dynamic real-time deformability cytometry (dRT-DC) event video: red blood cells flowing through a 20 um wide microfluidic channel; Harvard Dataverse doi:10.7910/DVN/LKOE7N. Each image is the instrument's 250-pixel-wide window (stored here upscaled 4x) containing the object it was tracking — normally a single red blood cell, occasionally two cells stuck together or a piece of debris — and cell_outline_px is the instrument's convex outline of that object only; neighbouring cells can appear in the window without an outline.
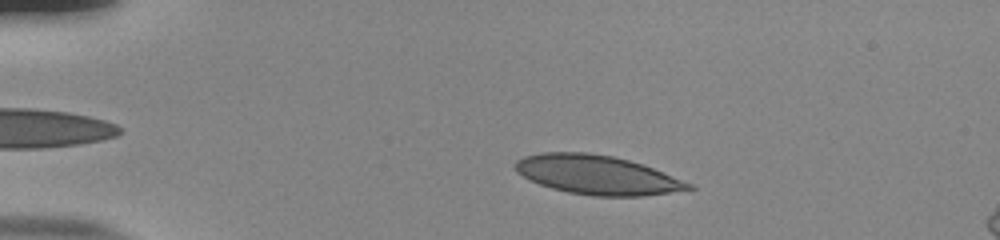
{"species": "human", "species_latin": "Homo sapiens", "temperature_condition": "room temperature", "stored_images_in_passage": 44, "camera_frame_rate_fps": 3000, "um_per_image_px": 0.085, "donor": {"sex": "male"}, "frame": {"image": 1, "passage_image": 9, "time_ms": 2.667, "image_size_px": [1000, 240], "cell_outline_px": [[696, 188], [644, 196], [592, 196], [568, 192], [552, 188], [540, 184], [516, 172], [512, 164], [516, 160], [524, 156], [540, 152], [588, 152], [612, 156], [644, 164], [692, 184]], "centroid_in_image_um": [50.72, 14.85], "position_along_channel_um": 34.3, "area_um2": 39.48}}
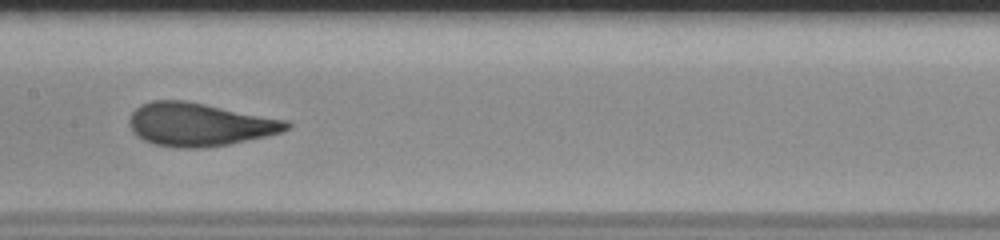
{"frame": {"image": 2, "passage_image": 26, "time_ms": 8.333, "image_size_px": [1000, 240], "cell_outline_px": [[292, 124], [284, 132], [228, 144], [204, 148], [180, 148], [152, 144], [136, 136], [132, 132], [128, 124], [128, 120], [132, 112], [140, 104], [152, 100], [184, 100], [288, 120]], "centroid_in_image_um": [16.92, 10.58], "position_along_channel_um": 190.5, "area_um2": 39.77}}
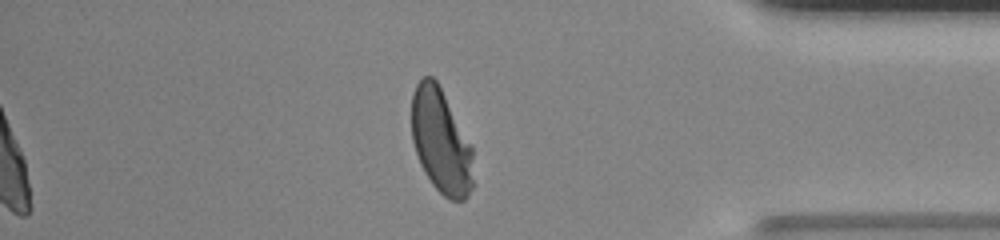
{"frame": {"image": 3, "passage_image": 44, "time_ms": 14.333, "image_size_px": [1000, 240], "cell_outline_px": [[472, 188], [468, 196], [464, 200], [448, 200], [432, 184], [424, 172], [420, 164], [412, 140], [412, 92], [416, 84], [424, 76], [432, 76], [436, 80], [472, 148]], "centroid_in_image_um": [37.46, 12.03], "position_along_channel_um": 397.7, "area_um2": 37.05}, "authors_computed_cell_mechanics": {"area_um2": 38.9283, "velocity_mm_per_s": 3.8403, "shape_relaxation_time_tau1_ms": 5.6833, "shape_relaxation_time_tau2_ms": null, "deformation_change_tau1": 0.2224, "deformation_change_tau2": null}}